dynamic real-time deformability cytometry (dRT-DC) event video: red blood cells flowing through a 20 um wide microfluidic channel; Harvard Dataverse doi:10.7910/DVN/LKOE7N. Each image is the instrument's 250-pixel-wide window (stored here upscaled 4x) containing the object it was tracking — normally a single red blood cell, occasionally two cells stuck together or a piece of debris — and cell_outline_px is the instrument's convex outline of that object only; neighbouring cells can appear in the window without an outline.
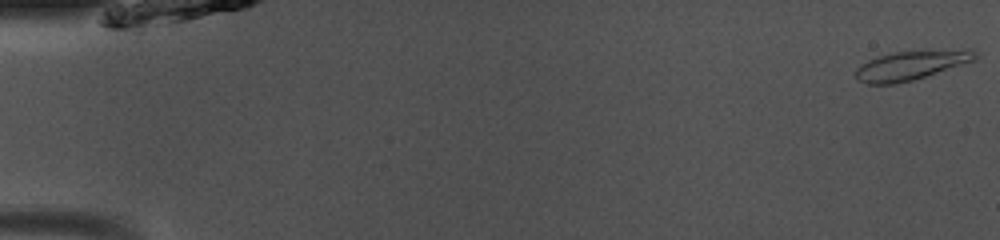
{"species": "common noctule bat (a hibernating species)", "species_latin": "Nyctalus noctula", "temperature_condition": "room temperature", "stored_images_in_passage": 49, "camera_frame_rate_fps": 3000, "um_per_image_px": 0.085, "animal": {"sex": "male", "body_mass_g": 13.0, "forearm_length_mm": 53.1}, "frame": {"image": 1, "passage_image": 1, "time_ms": 0.0, "image_size_px": [1000, 240], "cell_outline_px": [[980, 56], [976, 60], [912, 80], [896, 84], [868, 84], [856, 80], [856, 68], [868, 60], [892, 52], [920, 48], [972, 48], [980, 52]], "centroid_in_image_um": [77.57, 5.48], "position_along_channel_um": 7.4, "area_um2": 21.33}}
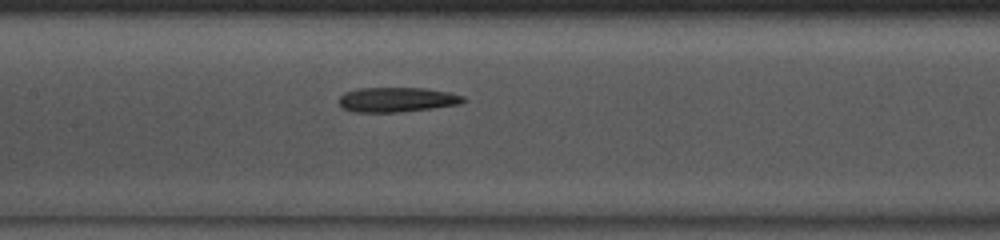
{"frame": {"image": 2, "passage_image": 24, "time_ms": 7.667, "image_size_px": [1000, 240], "cell_outline_px": [[468, 100], [460, 104], [432, 108], [396, 112], [352, 112], [344, 108], [340, 104], [340, 96], [344, 92], [360, 88], [424, 88], [448, 92], [464, 96]], "centroid_in_image_um": [33.76, 8.47], "position_along_channel_um": 173.6, "area_um2": 17.86}}
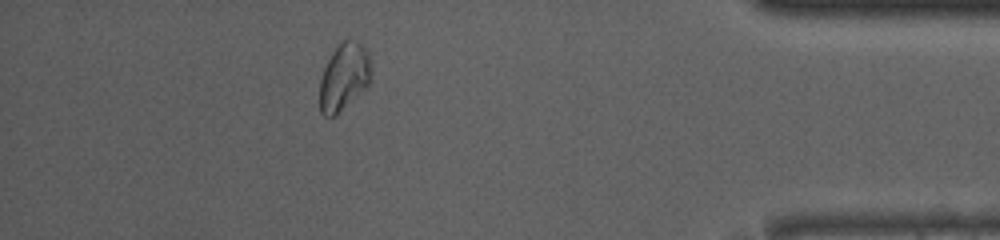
{"frame": {"image": 3, "passage_image": 44, "time_ms": 14.333, "image_size_px": [1000, 240], "cell_outline_px": [[368, 84], [364, 88], [332, 116], [324, 116], [320, 112], [320, 80], [324, 68], [332, 52], [340, 40], [348, 40], [360, 44], [368, 52]], "centroid_in_image_um": [29.17, 6.5], "position_along_channel_um": 406.0, "area_um2": 19.07}}